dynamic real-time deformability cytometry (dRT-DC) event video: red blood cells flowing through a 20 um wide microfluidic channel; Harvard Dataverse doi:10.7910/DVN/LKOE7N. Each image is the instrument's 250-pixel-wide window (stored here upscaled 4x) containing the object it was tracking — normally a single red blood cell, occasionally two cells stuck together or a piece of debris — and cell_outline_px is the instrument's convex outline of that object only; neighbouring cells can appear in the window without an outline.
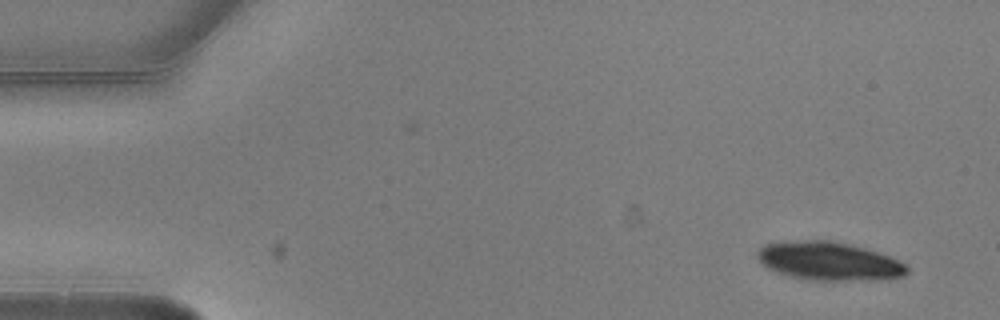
{"species": "common noctule bat (a hibernating species)", "species_latin": "Nyctalus noctula", "temperature_condition": "warm", "stored_images_in_passage": 3, "camera_frame_rate_fps": 3000, "um_per_image_px": 0.085, "animal": {"sex": "male", "body_mass_g": 20.5, "forearm_length_mm": 52.5}, "frame": {"image": 1, "passage_image": 3, "time_ms": 0.667, "image_size_px": [1000, 320], "cell_outline_px": [[908, 272], [904, 276], [880, 280], [808, 280], [776, 272], [768, 268], [756, 256], [756, 252], [764, 244], [804, 240], [832, 240], [864, 248], [900, 260], [908, 268]], "centroid_in_image_um": [70.48, 22.2], "position_along_channel_um": 14.5, "area_um2": 33.35}}